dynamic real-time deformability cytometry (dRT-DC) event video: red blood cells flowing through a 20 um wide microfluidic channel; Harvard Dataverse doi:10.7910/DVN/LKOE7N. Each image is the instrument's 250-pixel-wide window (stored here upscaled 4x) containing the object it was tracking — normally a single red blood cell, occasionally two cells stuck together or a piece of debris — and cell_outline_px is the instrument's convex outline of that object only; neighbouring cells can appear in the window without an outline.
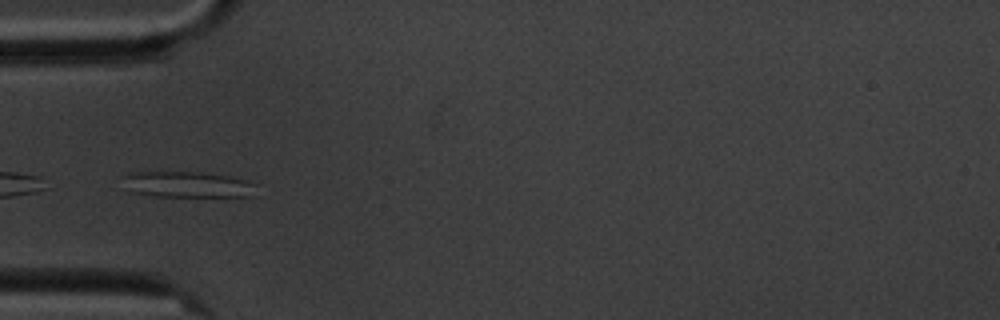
{"species": "common noctule bat (a hibernating species)", "species_latin": "Nyctalus noctula", "temperature_condition": "cold", "stored_images_in_passage": 6, "camera_frame_rate_fps": 3000, "um_per_image_px": 0.085, "animal": {"sex": "male", "body_mass_g": 20.1, "forearm_length_mm": 53.5}, "frame": {"image": 1, "passage_image": 6, "time_ms": 5.667, "image_size_px": [1000, 320], "cell_outline_px": [[256, 196], [152, 196], [132, 192], [120, 176], [128, 172], [200, 172], [232, 176], [248, 180], [256, 184]], "centroid_in_image_um": [15.97, 15.67], "position_along_channel_um": 69.0, "area_um2": 20.4}}